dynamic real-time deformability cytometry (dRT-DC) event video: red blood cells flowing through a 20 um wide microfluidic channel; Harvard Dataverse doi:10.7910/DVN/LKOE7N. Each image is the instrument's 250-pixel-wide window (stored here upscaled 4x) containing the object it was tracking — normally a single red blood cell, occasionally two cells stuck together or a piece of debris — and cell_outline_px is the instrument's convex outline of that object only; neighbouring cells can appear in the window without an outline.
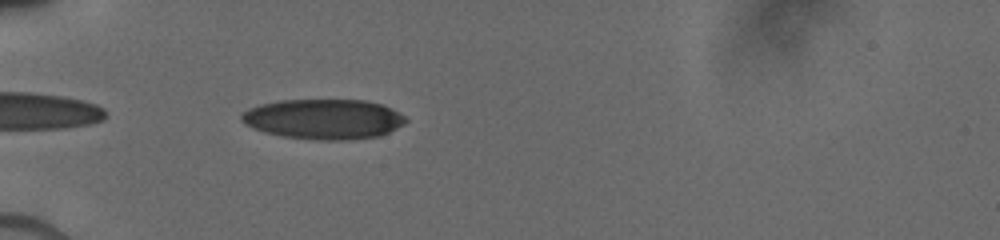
{"species": "human", "species_latin": "Homo sapiens", "temperature_condition": "cold", "stored_images_in_passage": 32, "camera_frame_rate_fps": 3000, "um_per_image_px": 0.085, "donor": {"sex": "male"}, "frame": {"image": 1, "passage_image": 13, "time_ms": 5.667, "image_size_px": [1000, 240], "cell_outline_px": [[408, 120], [404, 124], [380, 136], [344, 140], [320, 140], [284, 136], [264, 132], [252, 128], [244, 124], [240, 120], [240, 116], [248, 108], [260, 104], [280, 100], [364, 100], [380, 104], [392, 108], [404, 116]], "centroid_in_image_um": [27.49, 10.12], "position_along_channel_um": 57.5, "area_um2": 38.38}}
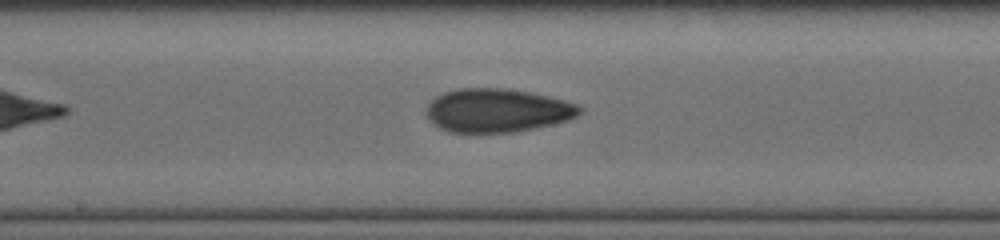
{"frame": {"image": 2, "passage_image": 23, "time_ms": 9.667, "image_size_px": [1000, 240], "cell_outline_px": [[584, 108], [576, 116], [568, 120], [552, 124], [516, 132], [452, 132], [440, 128], [428, 116], [428, 104], [436, 96], [444, 92], [460, 88], [500, 88], [528, 92], [564, 100], [576, 104]], "centroid_in_image_um": [42.29, 9.38], "position_along_channel_um": 205.9, "area_um2": 38.38}}
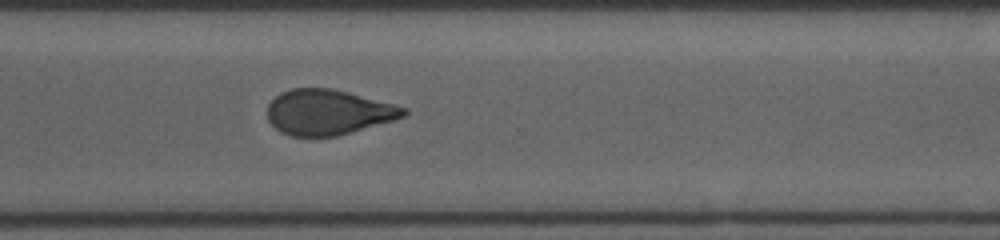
{"frame": {"image": 3, "passage_image": 32, "time_ms": 13.0, "image_size_px": [1000, 240], "cell_outline_px": [[408, 112], [404, 116], [396, 120], [336, 136], [312, 140], [292, 136], [280, 132], [268, 120], [268, 104], [280, 92], [292, 88], [332, 88], [348, 92], [408, 108]], "centroid_in_image_um": [27.87, 9.57], "position_along_channel_um": 342.7, "area_um2": 36.53}}